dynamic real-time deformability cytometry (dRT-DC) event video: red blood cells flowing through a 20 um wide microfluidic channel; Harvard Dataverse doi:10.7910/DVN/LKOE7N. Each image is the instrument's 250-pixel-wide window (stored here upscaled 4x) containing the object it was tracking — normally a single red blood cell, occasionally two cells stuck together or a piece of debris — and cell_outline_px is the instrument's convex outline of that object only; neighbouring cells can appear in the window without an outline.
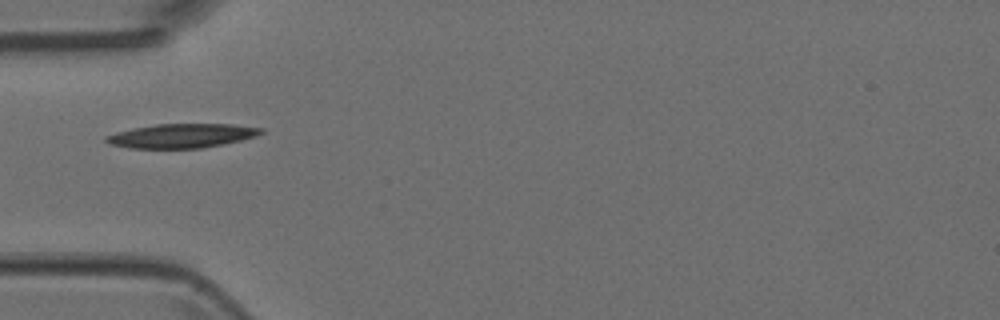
{"species": "Egyptian fruit bat (a non-hibernating species)", "species_latin": "Rousettus aegyptiacus", "temperature_condition": "room temperature", "stored_images_in_passage": 3, "camera_frame_rate_fps": 3000, "um_per_image_px": 0.085, "animal": {"sex": "female"}, "frame": {"image": 1, "passage_image": 2, "time_ms": 0.333, "image_size_px": [1000, 320], "cell_outline_px": [[264, 132], [256, 136], [224, 144], [200, 148], [132, 148], [112, 144], [104, 140], [104, 136], [116, 132], [156, 124], [232, 124], [264, 128]], "centroid_in_image_um": [15.48, 11.54], "position_along_channel_um": 69.5, "area_um2": 21.62}}
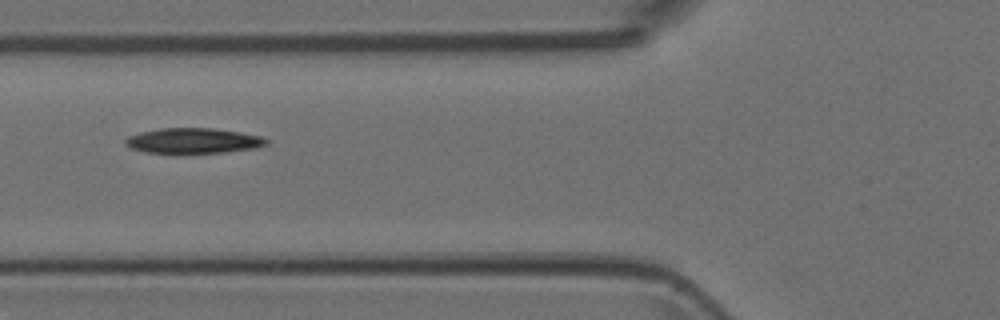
{"frame": {"image": 2, "passage_image": 3, "time_ms": 0.667, "image_size_px": [1000, 320], "cell_outline_px": [[268, 144], [256, 148], [224, 152], [176, 156], [144, 152], [132, 148], [124, 144], [124, 140], [128, 136], [140, 132], [160, 128], [212, 128], [240, 132], [260, 136], [268, 140]], "centroid_in_image_um": [16.37, 12.0], "position_along_channel_um": 109.4, "area_um2": 21.68}}